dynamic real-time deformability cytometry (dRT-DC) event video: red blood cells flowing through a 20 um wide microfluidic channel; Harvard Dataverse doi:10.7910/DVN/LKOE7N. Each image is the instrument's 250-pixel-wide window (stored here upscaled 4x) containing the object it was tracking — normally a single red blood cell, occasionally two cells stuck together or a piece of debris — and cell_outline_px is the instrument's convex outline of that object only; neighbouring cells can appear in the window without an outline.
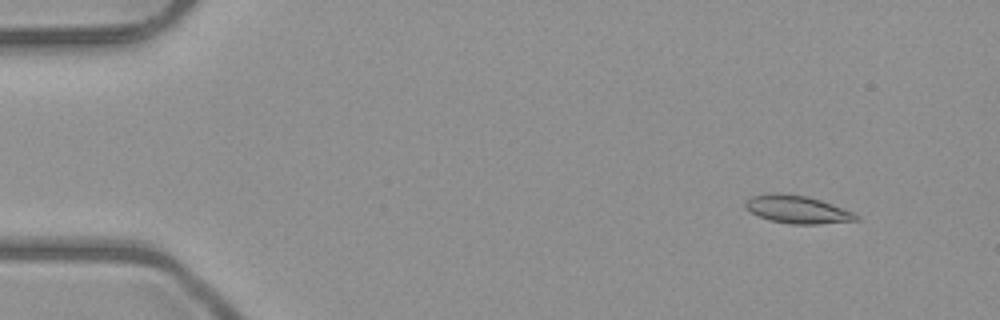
{"species": "common noctule bat (a hibernating species)", "species_latin": "Nyctalus noctula", "temperature_condition": "room temperature", "stored_images_in_passage": 4, "camera_frame_rate_fps": 3000, "um_per_image_px": 0.085, "animal": {"sex": "male", "body_mass_g": 23.1, "forearm_length_mm": 52.7}, "frame": {"image": 1, "passage_image": 1, "time_ms": 0.0, "image_size_px": [1000, 320], "cell_outline_px": [[860, 220], [820, 224], [792, 224], [772, 220], [760, 216], [744, 208], [744, 204], [752, 196], [772, 192], [784, 192], [808, 196], [832, 204], [852, 212], [860, 216]], "centroid_in_image_um": [67.78, 17.79], "position_along_channel_um": 17.2, "area_um2": 17.98}}
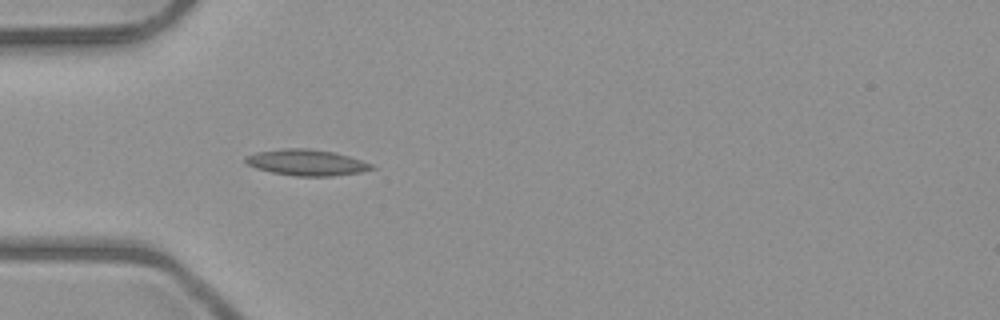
{"frame": {"image": 2, "passage_image": 4, "time_ms": 3.667, "image_size_px": [1000, 320], "cell_outline_px": [[376, 168], [360, 172], [332, 176], [296, 176], [272, 172], [256, 168], [248, 164], [244, 160], [244, 156], [256, 152], [280, 148], [308, 148], [336, 152], [372, 164]], "centroid_in_image_um": [26.03, 13.8], "position_along_channel_um": 59.0, "area_um2": 19.19}}